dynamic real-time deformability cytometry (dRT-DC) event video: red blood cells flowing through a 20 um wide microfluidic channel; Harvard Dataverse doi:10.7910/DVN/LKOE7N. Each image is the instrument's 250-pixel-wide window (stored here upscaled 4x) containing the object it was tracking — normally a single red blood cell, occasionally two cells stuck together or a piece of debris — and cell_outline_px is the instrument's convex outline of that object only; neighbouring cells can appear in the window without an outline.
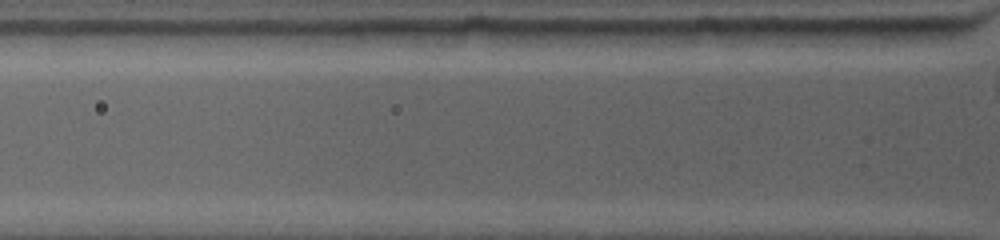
{"species": "common noctule bat (a hibernating species)", "species_latin": "Nyctalus noctula", "temperature_condition": "warm", "stored_images_in_passage": 2, "camera_frame_rate_fps": 4500, "um_per_image_px": 0.085, "animal": {"sex": "female", "body_mass_g": 19.0, "forearm_length_mm": 53.3}, "frame": {"image": 1, "passage_image": 2, "time_ms": 0.444, "image_size_px": [1000, 240], "cell_outline_px": [[848, 28], [840, 44], [736, 48], [688, 48], [692, 32], [700, 28]], "centroid_in_image_um": [64.97, 3.18], "position_along_channel_um": 60.8, "area_um2": 20.46}}